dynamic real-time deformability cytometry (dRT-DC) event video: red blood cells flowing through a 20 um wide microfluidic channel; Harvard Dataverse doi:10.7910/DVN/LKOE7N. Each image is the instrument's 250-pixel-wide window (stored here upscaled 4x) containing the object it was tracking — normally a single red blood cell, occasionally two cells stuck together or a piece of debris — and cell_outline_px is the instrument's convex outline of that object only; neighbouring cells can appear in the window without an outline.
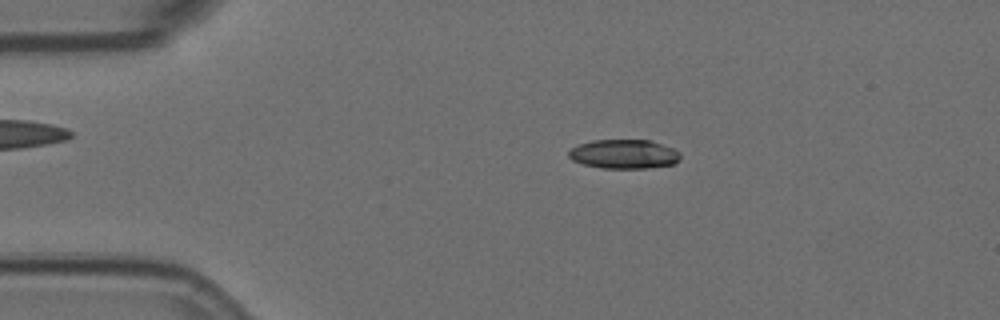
{"species": "Egyptian fruit bat (a non-hibernating species)", "species_latin": "Rousettus aegyptiacus", "temperature_condition": "room temperature", "stored_images_in_passage": 57, "camera_frame_rate_fps": 3000, "um_per_image_px": 0.085, "animal": {"sex": "female"}, "frame": {"image": 1, "passage_image": 11, "time_ms": 3.333, "image_size_px": [1000, 320], "cell_outline_px": [[680, 160], [672, 164], [648, 168], [600, 168], [584, 164], [572, 160], [568, 156], [568, 152], [576, 144], [592, 140], [652, 140], [672, 148], [680, 152]], "centroid_in_image_um": [53.02, 13.09], "position_along_channel_um": 32.0, "area_um2": 19.07}}
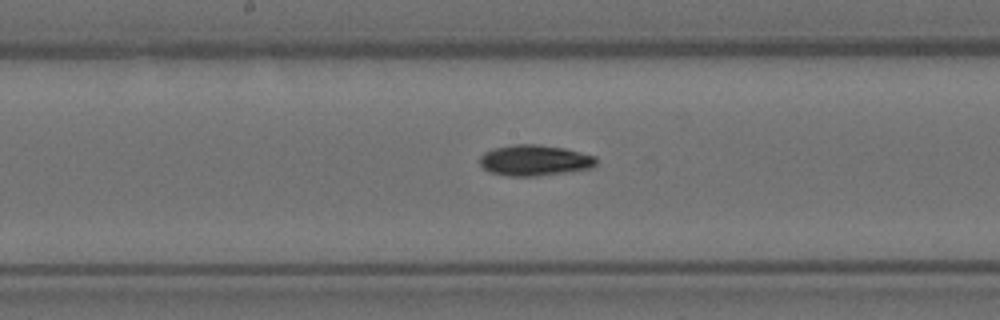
{"frame": {"image": 2, "passage_image": 29, "time_ms": 9.333, "image_size_px": [1000, 320], "cell_outline_px": [[596, 164], [592, 168], [536, 176], [508, 176], [488, 172], [480, 164], [480, 156], [484, 152], [492, 148], [516, 144], [540, 144], [564, 148], [596, 156]], "centroid_in_image_um": [45.42, 13.62], "position_along_channel_um": 202.8, "area_um2": 20.98}}
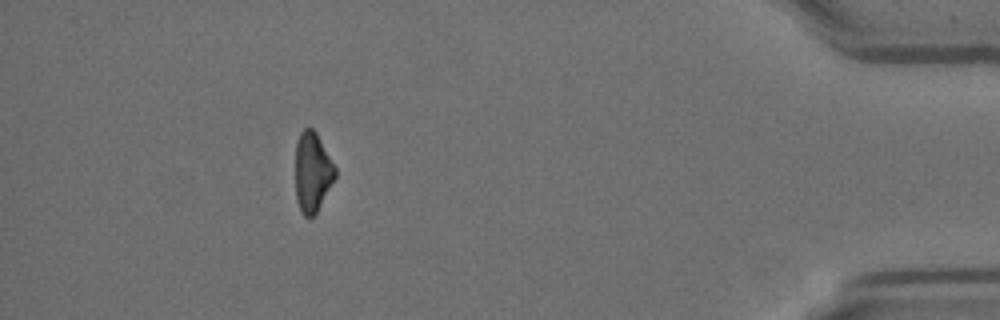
{"frame": {"image": 3, "passage_image": 51, "time_ms": 16.667, "image_size_px": [1000, 320], "cell_outline_px": [[336, 176], [316, 212], [312, 216], [304, 216], [300, 212], [296, 200], [296, 140], [300, 132], [304, 128], [312, 128], [316, 132], [336, 168]], "centroid_in_image_um": [26.54, 14.61], "position_along_channel_um": 408.7, "area_um2": 18.32}, "authors_computed_cell_mechanics": {"area_um2": 19.4786, "velocity_mm_per_s": 3.5866, "shape_relaxation_time_tau1_ms": 4.3468, "shape_relaxation_time_tau2_ms": null, "deformation_change_tau1": 0.1417, "deformation_change_tau2": null}}